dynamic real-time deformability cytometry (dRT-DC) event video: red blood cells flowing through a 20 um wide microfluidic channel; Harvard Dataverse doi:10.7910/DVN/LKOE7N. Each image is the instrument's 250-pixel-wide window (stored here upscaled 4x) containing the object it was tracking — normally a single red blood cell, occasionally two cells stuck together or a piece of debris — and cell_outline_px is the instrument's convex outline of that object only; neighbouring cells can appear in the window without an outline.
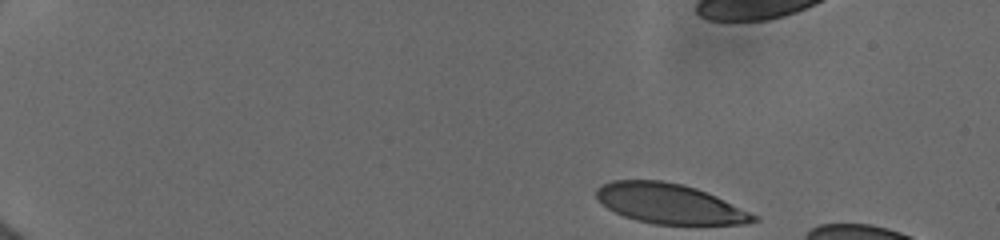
{"species": "human", "species_latin": "Homo sapiens", "temperature_condition": "cold", "stored_images_in_passage": 7, "camera_frame_rate_fps": 3000, "um_per_image_px": 0.085, "donor": {"sex": "female"}, "frame": {"image": 1, "passage_image": 1, "time_ms": 0.0, "image_size_px": [1000, 240], "cell_outline_px": [[760, 220], [744, 224], [652, 224], [636, 220], [624, 216], [608, 208], [596, 196], [596, 188], [600, 184], [612, 180], [660, 180], [680, 184], [696, 188], [716, 196], [760, 216]], "centroid_in_image_um": [56.93, 17.31], "position_along_channel_um": 28.1, "area_um2": 36.53}}